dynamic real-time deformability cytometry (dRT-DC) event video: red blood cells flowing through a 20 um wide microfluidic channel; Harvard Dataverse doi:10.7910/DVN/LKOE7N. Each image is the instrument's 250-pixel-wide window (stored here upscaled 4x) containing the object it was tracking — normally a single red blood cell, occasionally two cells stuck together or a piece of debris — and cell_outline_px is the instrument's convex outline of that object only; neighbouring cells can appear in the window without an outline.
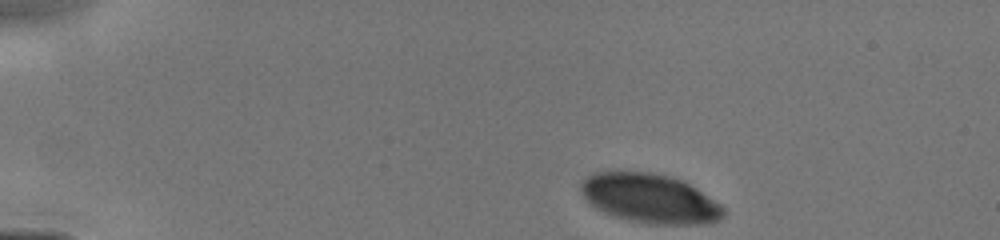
{"species": "human", "species_latin": "Homo sapiens", "temperature_condition": "cold", "stored_images_in_passage": 4, "camera_frame_rate_fps": 3000, "um_per_image_px": 0.085, "donor": {"sex": "male"}, "frame": {"image": 1, "passage_image": 1, "time_ms": 0.0, "image_size_px": [1000, 240], "cell_outline_px": [[724, 216], [720, 220], [708, 224], [648, 224], [628, 220], [612, 216], [596, 208], [580, 192], [580, 184], [588, 176], [596, 172], [652, 172], [684, 180], [720, 204], [724, 208]], "centroid_in_image_um": [55.26, 16.88], "position_along_channel_um": 29.7, "area_um2": 40.92}}
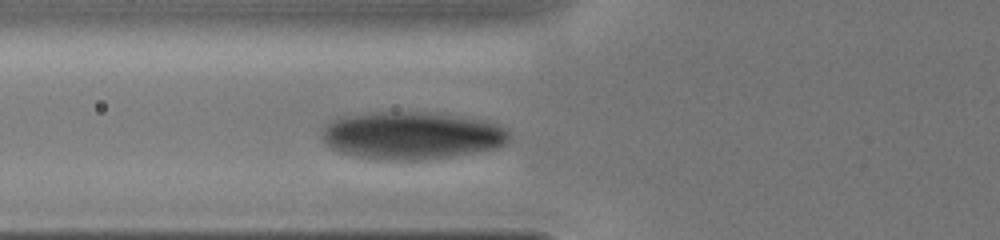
{"frame": {"image": 2, "passage_image": 4, "time_ms": 3.333, "image_size_px": [1000, 240], "cell_outline_px": [[512, 136], [504, 144], [496, 148], [424, 160], [392, 160], [360, 156], [340, 152], [324, 144], [320, 136], [320, 128], [324, 124], [340, 116], [368, 112], [428, 112], [460, 116], [484, 120], [508, 128]], "centroid_in_image_um": [34.95, 11.49], "position_along_channel_um": 90.9, "area_um2": 52.31}}